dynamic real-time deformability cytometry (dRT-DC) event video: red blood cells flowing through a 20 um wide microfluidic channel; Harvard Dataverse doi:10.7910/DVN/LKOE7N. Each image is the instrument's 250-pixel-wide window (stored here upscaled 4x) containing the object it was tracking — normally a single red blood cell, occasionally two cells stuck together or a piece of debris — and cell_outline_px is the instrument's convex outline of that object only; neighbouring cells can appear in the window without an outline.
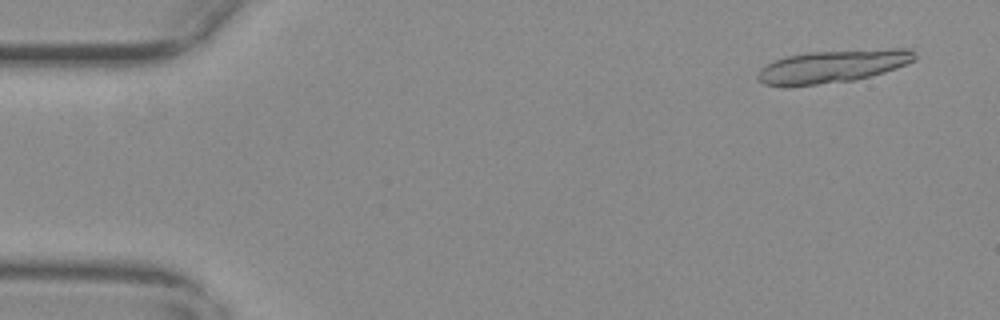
{"species": "common noctule bat (a hibernating species)", "species_latin": "Nyctalus noctula", "temperature_condition": "warm", "stored_images_in_passage": 19, "camera_frame_rate_fps": 3000, "um_per_image_px": 0.085, "animal": {"sex": "female", "body_mass_g": 29.2, "forearm_length_mm": 56.3}, "frame": {"image": 1, "passage_image": 4, "time_ms": 1.0, "image_size_px": [1000, 320], "cell_outline_px": [[916, 60], [896, 68], [884, 72], [856, 80], [788, 88], [784, 88], [764, 84], [756, 80], [756, 76], [760, 68], [764, 64], [784, 56], [808, 52], [888, 48], [912, 48], [916, 52]], "centroid_in_image_um": [70.72, 5.65], "position_along_channel_um": 14.3, "area_um2": 30.98}}